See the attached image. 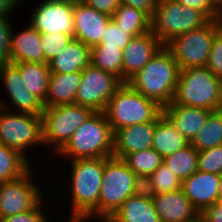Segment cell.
I'll use <instances>...</instances> for the list:
<instances>
[{
  "label": "cell",
  "instance_id": "cell-48",
  "mask_svg": "<svg viewBox=\"0 0 222 222\" xmlns=\"http://www.w3.org/2000/svg\"><path fill=\"white\" fill-rule=\"evenodd\" d=\"M218 21H219L220 31L222 32V17Z\"/></svg>",
  "mask_w": 222,
  "mask_h": 222
},
{
  "label": "cell",
  "instance_id": "cell-19",
  "mask_svg": "<svg viewBox=\"0 0 222 222\" xmlns=\"http://www.w3.org/2000/svg\"><path fill=\"white\" fill-rule=\"evenodd\" d=\"M155 120L118 129L114 133L113 157L123 159L127 154L152 148Z\"/></svg>",
  "mask_w": 222,
  "mask_h": 222
},
{
  "label": "cell",
  "instance_id": "cell-5",
  "mask_svg": "<svg viewBox=\"0 0 222 222\" xmlns=\"http://www.w3.org/2000/svg\"><path fill=\"white\" fill-rule=\"evenodd\" d=\"M103 112L115 133L126 126L155 120L163 112V107L128 83H123L109 99Z\"/></svg>",
  "mask_w": 222,
  "mask_h": 222
},
{
  "label": "cell",
  "instance_id": "cell-21",
  "mask_svg": "<svg viewBox=\"0 0 222 222\" xmlns=\"http://www.w3.org/2000/svg\"><path fill=\"white\" fill-rule=\"evenodd\" d=\"M10 62L46 63L41 44V34L30 24L20 33H10Z\"/></svg>",
  "mask_w": 222,
  "mask_h": 222
},
{
  "label": "cell",
  "instance_id": "cell-49",
  "mask_svg": "<svg viewBox=\"0 0 222 222\" xmlns=\"http://www.w3.org/2000/svg\"><path fill=\"white\" fill-rule=\"evenodd\" d=\"M101 222H111L109 219H104Z\"/></svg>",
  "mask_w": 222,
  "mask_h": 222
},
{
  "label": "cell",
  "instance_id": "cell-23",
  "mask_svg": "<svg viewBox=\"0 0 222 222\" xmlns=\"http://www.w3.org/2000/svg\"><path fill=\"white\" fill-rule=\"evenodd\" d=\"M90 59V47L79 40L72 39L48 65L51 73L68 74L82 72L90 64Z\"/></svg>",
  "mask_w": 222,
  "mask_h": 222
},
{
  "label": "cell",
  "instance_id": "cell-22",
  "mask_svg": "<svg viewBox=\"0 0 222 222\" xmlns=\"http://www.w3.org/2000/svg\"><path fill=\"white\" fill-rule=\"evenodd\" d=\"M81 82V71L71 73H50L44 107L75 104V97Z\"/></svg>",
  "mask_w": 222,
  "mask_h": 222
},
{
  "label": "cell",
  "instance_id": "cell-9",
  "mask_svg": "<svg viewBox=\"0 0 222 222\" xmlns=\"http://www.w3.org/2000/svg\"><path fill=\"white\" fill-rule=\"evenodd\" d=\"M7 104L0 100V143L28 159L25 152L29 147L43 145L41 115L13 113Z\"/></svg>",
  "mask_w": 222,
  "mask_h": 222
},
{
  "label": "cell",
  "instance_id": "cell-41",
  "mask_svg": "<svg viewBox=\"0 0 222 222\" xmlns=\"http://www.w3.org/2000/svg\"><path fill=\"white\" fill-rule=\"evenodd\" d=\"M133 195L140 198L150 199L157 195L152 183V179L147 175H136Z\"/></svg>",
  "mask_w": 222,
  "mask_h": 222
},
{
  "label": "cell",
  "instance_id": "cell-29",
  "mask_svg": "<svg viewBox=\"0 0 222 222\" xmlns=\"http://www.w3.org/2000/svg\"><path fill=\"white\" fill-rule=\"evenodd\" d=\"M197 151L222 145V109L212 111L190 143Z\"/></svg>",
  "mask_w": 222,
  "mask_h": 222
},
{
  "label": "cell",
  "instance_id": "cell-18",
  "mask_svg": "<svg viewBox=\"0 0 222 222\" xmlns=\"http://www.w3.org/2000/svg\"><path fill=\"white\" fill-rule=\"evenodd\" d=\"M161 222H198L200 212L185 196L182 189L157 194L153 198Z\"/></svg>",
  "mask_w": 222,
  "mask_h": 222
},
{
  "label": "cell",
  "instance_id": "cell-13",
  "mask_svg": "<svg viewBox=\"0 0 222 222\" xmlns=\"http://www.w3.org/2000/svg\"><path fill=\"white\" fill-rule=\"evenodd\" d=\"M75 0H43L36 6L29 24L40 34L63 33L74 37Z\"/></svg>",
  "mask_w": 222,
  "mask_h": 222
},
{
  "label": "cell",
  "instance_id": "cell-8",
  "mask_svg": "<svg viewBox=\"0 0 222 222\" xmlns=\"http://www.w3.org/2000/svg\"><path fill=\"white\" fill-rule=\"evenodd\" d=\"M94 111L90 108L67 104L44 107L42 118L43 145L52 147L58 153Z\"/></svg>",
  "mask_w": 222,
  "mask_h": 222
},
{
  "label": "cell",
  "instance_id": "cell-40",
  "mask_svg": "<svg viewBox=\"0 0 222 222\" xmlns=\"http://www.w3.org/2000/svg\"><path fill=\"white\" fill-rule=\"evenodd\" d=\"M41 201L33 210H29L23 213L15 214L12 216L0 218V222H49L44 208V203Z\"/></svg>",
  "mask_w": 222,
  "mask_h": 222
},
{
  "label": "cell",
  "instance_id": "cell-42",
  "mask_svg": "<svg viewBox=\"0 0 222 222\" xmlns=\"http://www.w3.org/2000/svg\"><path fill=\"white\" fill-rule=\"evenodd\" d=\"M96 11L112 16L120 6V0H80Z\"/></svg>",
  "mask_w": 222,
  "mask_h": 222
},
{
  "label": "cell",
  "instance_id": "cell-47",
  "mask_svg": "<svg viewBox=\"0 0 222 222\" xmlns=\"http://www.w3.org/2000/svg\"><path fill=\"white\" fill-rule=\"evenodd\" d=\"M218 203H219V204H222V191H221V193H220V195H219Z\"/></svg>",
  "mask_w": 222,
  "mask_h": 222
},
{
  "label": "cell",
  "instance_id": "cell-7",
  "mask_svg": "<svg viewBox=\"0 0 222 222\" xmlns=\"http://www.w3.org/2000/svg\"><path fill=\"white\" fill-rule=\"evenodd\" d=\"M135 179L136 174L122 159L110 157L105 162L98 201L99 219H110L133 195Z\"/></svg>",
  "mask_w": 222,
  "mask_h": 222
},
{
  "label": "cell",
  "instance_id": "cell-4",
  "mask_svg": "<svg viewBox=\"0 0 222 222\" xmlns=\"http://www.w3.org/2000/svg\"><path fill=\"white\" fill-rule=\"evenodd\" d=\"M173 103L189 107H201L211 111L222 109V79L207 67L182 69Z\"/></svg>",
  "mask_w": 222,
  "mask_h": 222
},
{
  "label": "cell",
  "instance_id": "cell-14",
  "mask_svg": "<svg viewBox=\"0 0 222 222\" xmlns=\"http://www.w3.org/2000/svg\"><path fill=\"white\" fill-rule=\"evenodd\" d=\"M2 77L6 93L15 107L16 112L42 115L43 103L30 92L25 85L19 68L11 62L0 65V79Z\"/></svg>",
  "mask_w": 222,
  "mask_h": 222
},
{
  "label": "cell",
  "instance_id": "cell-1",
  "mask_svg": "<svg viewBox=\"0 0 222 222\" xmlns=\"http://www.w3.org/2000/svg\"><path fill=\"white\" fill-rule=\"evenodd\" d=\"M109 158L70 160L72 212L69 222H85L92 217H98L104 164Z\"/></svg>",
  "mask_w": 222,
  "mask_h": 222
},
{
  "label": "cell",
  "instance_id": "cell-17",
  "mask_svg": "<svg viewBox=\"0 0 222 222\" xmlns=\"http://www.w3.org/2000/svg\"><path fill=\"white\" fill-rule=\"evenodd\" d=\"M181 189L201 213L207 207L218 202L222 191V176L197 170L182 181Z\"/></svg>",
  "mask_w": 222,
  "mask_h": 222
},
{
  "label": "cell",
  "instance_id": "cell-6",
  "mask_svg": "<svg viewBox=\"0 0 222 222\" xmlns=\"http://www.w3.org/2000/svg\"><path fill=\"white\" fill-rule=\"evenodd\" d=\"M210 20L199 10L175 0H158L150 20V31L166 45L176 36L199 29Z\"/></svg>",
  "mask_w": 222,
  "mask_h": 222
},
{
  "label": "cell",
  "instance_id": "cell-27",
  "mask_svg": "<svg viewBox=\"0 0 222 222\" xmlns=\"http://www.w3.org/2000/svg\"><path fill=\"white\" fill-rule=\"evenodd\" d=\"M111 20L116 26L126 30L131 37L150 31L151 18L145 12L124 4H120Z\"/></svg>",
  "mask_w": 222,
  "mask_h": 222
},
{
  "label": "cell",
  "instance_id": "cell-44",
  "mask_svg": "<svg viewBox=\"0 0 222 222\" xmlns=\"http://www.w3.org/2000/svg\"><path fill=\"white\" fill-rule=\"evenodd\" d=\"M201 222H222V204L216 202L200 213Z\"/></svg>",
  "mask_w": 222,
  "mask_h": 222
},
{
  "label": "cell",
  "instance_id": "cell-46",
  "mask_svg": "<svg viewBox=\"0 0 222 222\" xmlns=\"http://www.w3.org/2000/svg\"><path fill=\"white\" fill-rule=\"evenodd\" d=\"M212 1L222 11V0H212Z\"/></svg>",
  "mask_w": 222,
  "mask_h": 222
},
{
  "label": "cell",
  "instance_id": "cell-31",
  "mask_svg": "<svg viewBox=\"0 0 222 222\" xmlns=\"http://www.w3.org/2000/svg\"><path fill=\"white\" fill-rule=\"evenodd\" d=\"M90 53V64L114 74L122 81L123 50L112 47H97L95 45L90 48Z\"/></svg>",
  "mask_w": 222,
  "mask_h": 222
},
{
  "label": "cell",
  "instance_id": "cell-12",
  "mask_svg": "<svg viewBox=\"0 0 222 222\" xmlns=\"http://www.w3.org/2000/svg\"><path fill=\"white\" fill-rule=\"evenodd\" d=\"M32 169L16 179L0 183V218L33 210L43 201L41 189L31 180Z\"/></svg>",
  "mask_w": 222,
  "mask_h": 222
},
{
  "label": "cell",
  "instance_id": "cell-38",
  "mask_svg": "<svg viewBox=\"0 0 222 222\" xmlns=\"http://www.w3.org/2000/svg\"><path fill=\"white\" fill-rule=\"evenodd\" d=\"M206 67L222 79V32L219 31L213 40Z\"/></svg>",
  "mask_w": 222,
  "mask_h": 222
},
{
  "label": "cell",
  "instance_id": "cell-43",
  "mask_svg": "<svg viewBox=\"0 0 222 222\" xmlns=\"http://www.w3.org/2000/svg\"><path fill=\"white\" fill-rule=\"evenodd\" d=\"M120 3L141 10L151 18L158 0H120Z\"/></svg>",
  "mask_w": 222,
  "mask_h": 222
},
{
  "label": "cell",
  "instance_id": "cell-39",
  "mask_svg": "<svg viewBox=\"0 0 222 222\" xmlns=\"http://www.w3.org/2000/svg\"><path fill=\"white\" fill-rule=\"evenodd\" d=\"M184 7H191L201 11L209 20H219L222 11L213 3L212 0H175Z\"/></svg>",
  "mask_w": 222,
  "mask_h": 222
},
{
  "label": "cell",
  "instance_id": "cell-37",
  "mask_svg": "<svg viewBox=\"0 0 222 222\" xmlns=\"http://www.w3.org/2000/svg\"><path fill=\"white\" fill-rule=\"evenodd\" d=\"M12 26L10 16H0V65L10 62V33Z\"/></svg>",
  "mask_w": 222,
  "mask_h": 222
},
{
  "label": "cell",
  "instance_id": "cell-16",
  "mask_svg": "<svg viewBox=\"0 0 222 222\" xmlns=\"http://www.w3.org/2000/svg\"><path fill=\"white\" fill-rule=\"evenodd\" d=\"M74 37L88 47L100 44L111 16L96 11L80 0H75L73 7Z\"/></svg>",
  "mask_w": 222,
  "mask_h": 222
},
{
  "label": "cell",
  "instance_id": "cell-24",
  "mask_svg": "<svg viewBox=\"0 0 222 222\" xmlns=\"http://www.w3.org/2000/svg\"><path fill=\"white\" fill-rule=\"evenodd\" d=\"M189 142L175 128L171 120L162 112L155 119V132L152 148L164 159L183 149Z\"/></svg>",
  "mask_w": 222,
  "mask_h": 222
},
{
  "label": "cell",
  "instance_id": "cell-28",
  "mask_svg": "<svg viewBox=\"0 0 222 222\" xmlns=\"http://www.w3.org/2000/svg\"><path fill=\"white\" fill-rule=\"evenodd\" d=\"M31 166L20 152L0 143V183L22 176Z\"/></svg>",
  "mask_w": 222,
  "mask_h": 222
},
{
  "label": "cell",
  "instance_id": "cell-25",
  "mask_svg": "<svg viewBox=\"0 0 222 222\" xmlns=\"http://www.w3.org/2000/svg\"><path fill=\"white\" fill-rule=\"evenodd\" d=\"M111 222H161L153 200L128 197L109 219Z\"/></svg>",
  "mask_w": 222,
  "mask_h": 222
},
{
  "label": "cell",
  "instance_id": "cell-20",
  "mask_svg": "<svg viewBox=\"0 0 222 222\" xmlns=\"http://www.w3.org/2000/svg\"><path fill=\"white\" fill-rule=\"evenodd\" d=\"M211 112L205 108L189 107L173 102L163 107V113L189 143L206 123Z\"/></svg>",
  "mask_w": 222,
  "mask_h": 222
},
{
  "label": "cell",
  "instance_id": "cell-3",
  "mask_svg": "<svg viewBox=\"0 0 222 222\" xmlns=\"http://www.w3.org/2000/svg\"><path fill=\"white\" fill-rule=\"evenodd\" d=\"M114 132L104 112H94L58 152L71 160L113 157Z\"/></svg>",
  "mask_w": 222,
  "mask_h": 222
},
{
  "label": "cell",
  "instance_id": "cell-36",
  "mask_svg": "<svg viewBox=\"0 0 222 222\" xmlns=\"http://www.w3.org/2000/svg\"><path fill=\"white\" fill-rule=\"evenodd\" d=\"M105 30L100 44L96 45L97 47H112L123 50L132 38L126 33V30L116 26L112 20L107 24Z\"/></svg>",
  "mask_w": 222,
  "mask_h": 222
},
{
  "label": "cell",
  "instance_id": "cell-32",
  "mask_svg": "<svg viewBox=\"0 0 222 222\" xmlns=\"http://www.w3.org/2000/svg\"><path fill=\"white\" fill-rule=\"evenodd\" d=\"M122 160L136 175L147 176L163 163V158L153 148L127 154Z\"/></svg>",
  "mask_w": 222,
  "mask_h": 222
},
{
  "label": "cell",
  "instance_id": "cell-15",
  "mask_svg": "<svg viewBox=\"0 0 222 222\" xmlns=\"http://www.w3.org/2000/svg\"><path fill=\"white\" fill-rule=\"evenodd\" d=\"M164 46L151 31L132 37L123 49L122 82L127 83Z\"/></svg>",
  "mask_w": 222,
  "mask_h": 222
},
{
  "label": "cell",
  "instance_id": "cell-30",
  "mask_svg": "<svg viewBox=\"0 0 222 222\" xmlns=\"http://www.w3.org/2000/svg\"><path fill=\"white\" fill-rule=\"evenodd\" d=\"M163 163L183 181L198 170V151L189 143L183 149L165 157Z\"/></svg>",
  "mask_w": 222,
  "mask_h": 222
},
{
  "label": "cell",
  "instance_id": "cell-34",
  "mask_svg": "<svg viewBox=\"0 0 222 222\" xmlns=\"http://www.w3.org/2000/svg\"><path fill=\"white\" fill-rule=\"evenodd\" d=\"M73 36L63 33L41 34V44L46 63L53 60L67 46Z\"/></svg>",
  "mask_w": 222,
  "mask_h": 222
},
{
  "label": "cell",
  "instance_id": "cell-26",
  "mask_svg": "<svg viewBox=\"0 0 222 222\" xmlns=\"http://www.w3.org/2000/svg\"><path fill=\"white\" fill-rule=\"evenodd\" d=\"M20 71L25 85L45 105L50 69L48 63L20 62L14 63Z\"/></svg>",
  "mask_w": 222,
  "mask_h": 222
},
{
  "label": "cell",
  "instance_id": "cell-35",
  "mask_svg": "<svg viewBox=\"0 0 222 222\" xmlns=\"http://www.w3.org/2000/svg\"><path fill=\"white\" fill-rule=\"evenodd\" d=\"M198 170L222 176V145L198 151Z\"/></svg>",
  "mask_w": 222,
  "mask_h": 222
},
{
  "label": "cell",
  "instance_id": "cell-11",
  "mask_svg": "<svg viewBox=\"0 0 222 222\" xmlns=\"http://www.w3.org/2000/svg\"><path fill=\"white\" fill-rule=\"evenodd\" d=\"M123 82L114 74L89 64L81 72V82L75 97V104L103 112L109 99Z\"/></svg>",
  "mask_w": 222,
  "mask_h": 222
},
{
  "label": "cell",
  "instance_id": "cell-10",
  "mask_svg": "<svg viewBox=\"0 0 222 222\" xmlns=\"http://www.w3.org/2000/svg\"><path fill=\"white\" fill-rule=\"evenodd\" d=\"M219 31V21L210 20L199 29L176 36L165 47L173 55L180 70L206 67L213 40Z\"/></svg>",
  "mask_w": 222,
  "mask_h": 222
},
{
  "label": "cell",
  "instance_id": "cell-45",
  "mask_svg": "<svg viewBox=\"0 0 222 222\" xmlns=\"http://www.w3.org/2000/svg\"><path fill=\"white\" fill-rule=\"evenodd\" d=\"M21 0H0V16H10L12 10H15L16 6Z\"/></svg>",
  "mask_w": 222,
  "mask_h": 222
},
{
  "label": "cell",
  "instance_id": "cell-33",
  "mask_svg": "<svg viewBox=\"0 0 222 222\" xmlns=\"http://www.w3.org/2000/svg\"><path fill=\"white\" fill-rule=\"evenodd\" d=\"M150 177L156 194L175 192L181 189L182 181L164 163Z\"/></svg>",
  "mask_w": 222,
  "mask_h": 222
},
{
  "label": "cell",
  "instance_id": "cell-2",
  "mask_svg": "<svg viewBox=\"0 0 222 222\" xmlns=\"http://www.w3.org/2000/svg\"><path fill=\"white\" fill-rule=\"evenodd\" d=\"M179 71L173 55L164 46L127 83L146 98L164 107L173 101Z\"/></svg>",
  "mask_w": 222,
  "mask_h": 222
}]
</instances>
